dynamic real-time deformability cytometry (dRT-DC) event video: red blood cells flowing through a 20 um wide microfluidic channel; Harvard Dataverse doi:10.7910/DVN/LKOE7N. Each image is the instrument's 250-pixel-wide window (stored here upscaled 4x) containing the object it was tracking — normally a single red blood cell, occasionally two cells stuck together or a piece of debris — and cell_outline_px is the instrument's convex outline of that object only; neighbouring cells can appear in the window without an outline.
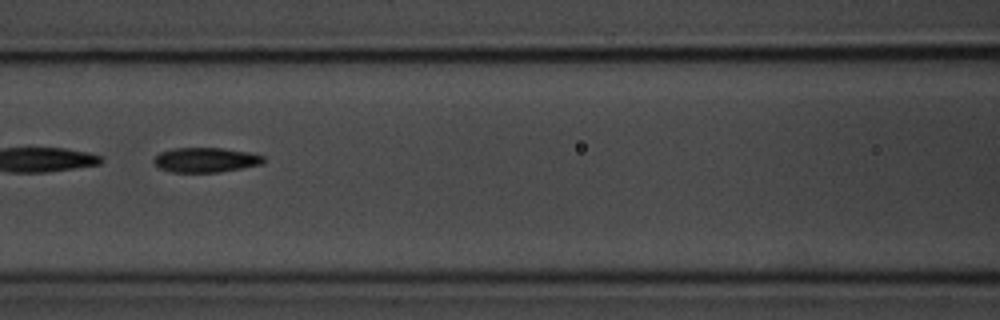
{"species": "common noctule bat (a hibernating species)", "species_latin": "Nyctalus noctula", "temperature_condition": "room temperature", "stored_images_in_passage": 44, "camera_frame_rate_fps": 3000, "um_per_image_px": 0.085, "animal": {"sex": "male", "body_mass_g": 20.1, "forearm_length_mm": 53.5}, "frame": {"image": 1, "passage_image": 13, "time_ms": 4.0, "image_size_px": [1000, 320], "cell_outline_px": [[264, 164], [220, 172], [172, 172], [160, 168], [152, 160], [160, 152], [172, 148], [224, 148], [252, 152], [264, 156]], "centroid_in_image_um": [17.53, 13.58], "position_along_channel_um": 149.1, "area_um2": 15.95}, "authors_computed_cell_mechanics": {"area_um2": 16.5308, "velocity_mm_per_s": 3.5763, "shape_relaxation_time_tau1_ms": 3.4741, "shape_relaxation_time_tau2_ms": 3.3402, "deformation_change_tau1": 0.1518, "deformation_change_tau2": 0.1077}}